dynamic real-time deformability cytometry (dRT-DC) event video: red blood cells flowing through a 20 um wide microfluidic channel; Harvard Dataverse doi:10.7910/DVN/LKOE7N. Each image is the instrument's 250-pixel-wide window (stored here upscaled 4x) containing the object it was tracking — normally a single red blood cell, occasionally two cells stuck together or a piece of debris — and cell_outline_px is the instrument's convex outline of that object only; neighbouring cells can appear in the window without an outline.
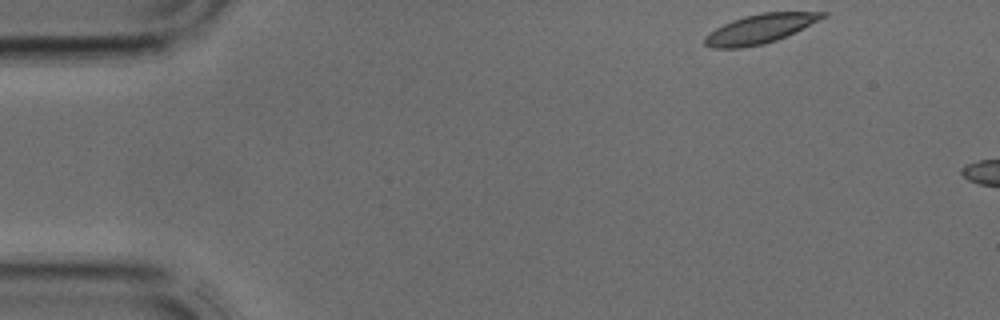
{"species": "common noctule bat (a hibernating species)", "species_latin": "Nyctalus noctula", "temperature_condition": "cold", "stored_images_in_passage": 2, "camera_frame_rate_fps": 3000, "um_per_image_px": 0.085, "animal": {"sex": "male", "body_mass_g": 17.9, "forearm_length_mm": 54.2}, "frame": {"image": 1, "passage_image": 1, "time_ms": 0.0, "image_size_px": [1000, 320], "cell_outline_px": [[828, 16], [776, 40], [764, 44], [740, 48], [712, 48], [704, 44], [704, 36], [708, 32], [732, 20], [744, 16], [764, 12], [828, 12]], "centroid_in_image_um": [64.56, 2.45], "position_along_channel_um": 20.4, "area_um2": 19.88}}